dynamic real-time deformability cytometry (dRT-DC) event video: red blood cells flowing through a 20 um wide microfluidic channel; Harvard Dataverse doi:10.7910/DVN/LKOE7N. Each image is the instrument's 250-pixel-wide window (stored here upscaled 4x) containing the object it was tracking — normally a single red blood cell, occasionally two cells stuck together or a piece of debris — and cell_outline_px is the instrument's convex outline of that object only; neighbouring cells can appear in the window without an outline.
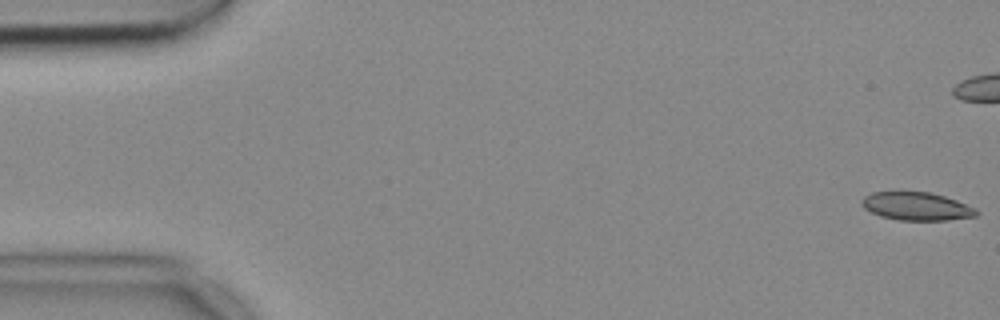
{"species": "common noctule bat (a hibernating species)", "species_latin": "Nyctalus noctula", "temperature_condition": "cold", "stored_images_in_passage": 6, "camera_frame_rate_fps": 3000, "um_per_image_px": 0.085, "animal": {"sex": "female", "body_mass_g": 18.4}, "frame": {"image": 1, "passage_image": 1, "time_ms": 0.0, "image_size_px": [1000, 320], "cell_outline_px": [[980, 212], [976, 216], [948, 220], [900, 220], [880, 216], [864, 208], [860, 204], [860, 200], [864, 196], [872, 192], [892, 188], [928, 192], [944, 196], [956, 200], [976, 208]], "centroid_in_image_um": [77.83, 17.48], "position_along_channel_um": 7.2, "area_um2": 19.59}}
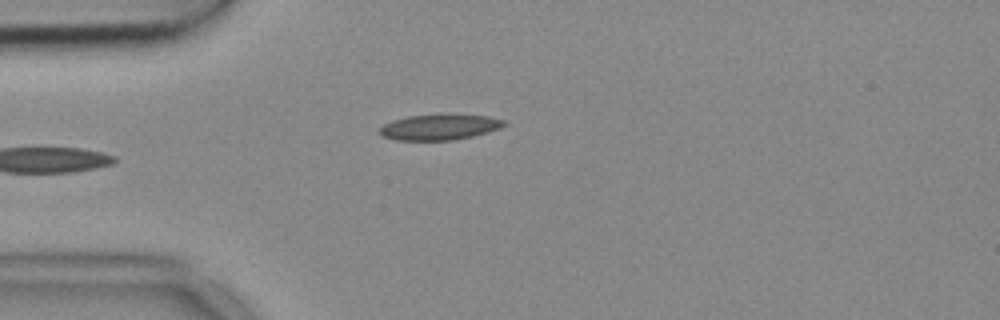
{"frame": {"image": 2, "passage_image": 6, "time_ms": 1.667, "image_size_px": [1000, 320], "cell_outline_px": [[504, 124], [500, 128], [488, 132], [472, 136], [452, 140], [396, 140], [380, 136], [380, 128], [384, 124], [392, 120], [408, 116], [444, 112], [448, 112], [488, 116], [504, 120]], "centroid_in_image_um": [37.35, 10.76], "position_along_channel_um": 47.7, "area_um2": 19.13}}